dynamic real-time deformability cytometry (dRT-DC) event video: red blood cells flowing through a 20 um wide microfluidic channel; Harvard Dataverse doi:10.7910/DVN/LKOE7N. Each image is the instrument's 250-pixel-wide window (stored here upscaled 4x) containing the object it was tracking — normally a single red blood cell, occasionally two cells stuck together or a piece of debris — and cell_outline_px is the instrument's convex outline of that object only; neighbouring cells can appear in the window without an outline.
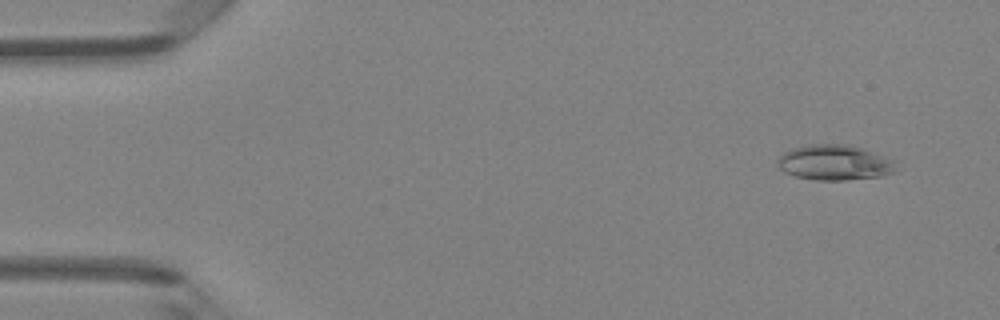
{"species": "Egyptian fruit bat (a non-hibernating species)", "species_latin": "Rousettus aegyptiacus", "temperature_condition": "room temperature", "stored_images_in_passage": 48, "camera_frame_rate_fps": 3000, "um_per_image_px": 0.085, "animal": {"sex": "female"}, "frame": {"image": 1, "passage_image": 4, "time_ms": 1.0, "image_size_px": [1000, 320], "cell_outline_px": [[900, 168], [896, 172], [884, 176], [848, 180], [816, 180], [796, 176], [784, 172], [780, 168], [776, 160], [784, 152], [792, 148], [804, 144], [848, 144], [896, 160]], "centroid_in_image_um": [70.99, 13.82], "position_along_channel_um": 14.0, "area_um2": 24.8}}
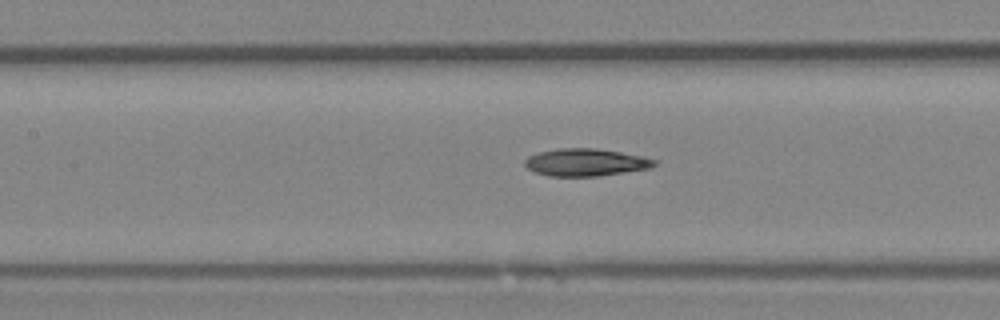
{"frame": {"image": 2, "passage_image": 22, "time_ms": 7.0, "image_size_px": [1000, 320], "cell_outline_px": [[656, 164], [652, 168], [596, 176], [548, 176], [536, 172], [528, 168], [524, 164], [524, 160], [528, 156], [540, 152], [556, 148], [596, 148], [644, 156], [656, 160]], "centroid_in_image_um": [49.79, 13.79], "position_along_channel_um": 157.6, "area_um2": 20.69}}
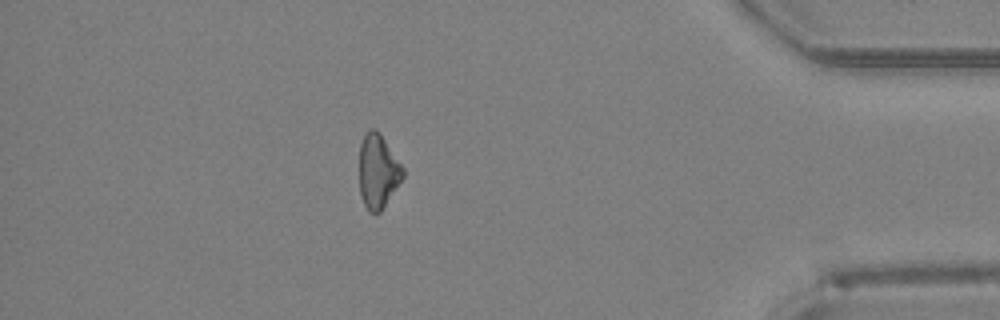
{"frame": {"image": 3, "passage_image": 42, "time_ms": 13.667, "image_size_px": [1000, 320], "cell_outline_px": [[404, 176], [380, 212], [368, 212], [360, 196], [360, 144], [368, 128], [376, 128], [380, 132], [404, 168]], "centroid_in_image_um": [32.12, 14.53], "position_along_channel_um": 403.1, "area_um2": 18.79}, "authors_computed_cell_mechanics": {"area_um2": 20.5479, "velocity_mm_per_s": 4.311, "shape_relaxation_time_tau1_ms": 8.4215, "shape_relaxation_time_tau2_ms": 6.6808, "deformation_change_tau1": 0.197, "deformation_change_tau2": 0.1606}}